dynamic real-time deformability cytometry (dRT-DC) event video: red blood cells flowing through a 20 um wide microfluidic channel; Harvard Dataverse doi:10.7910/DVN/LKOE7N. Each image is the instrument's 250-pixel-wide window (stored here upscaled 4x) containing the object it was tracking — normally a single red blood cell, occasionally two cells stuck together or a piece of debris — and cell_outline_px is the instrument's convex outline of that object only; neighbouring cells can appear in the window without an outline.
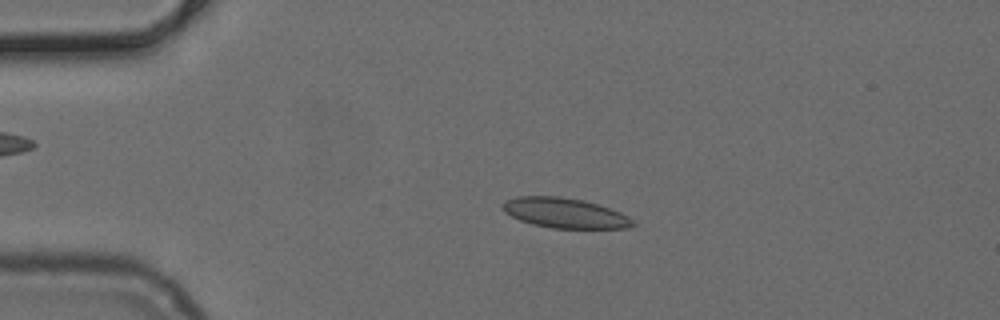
{"species": "common noctule bat (a hibernating species)", "species_latin": "Nyctalus noctula", "temperature_condition": "cold", "stored_images_in_passage": 51, "camera_frame_rate_fps": 3000, "um_per_image_px": 0.085, "animal": {"sex": "female", "body_mass_g": 24.6, "forearm_length_mm": 56.2}, "frame": {"image": 1, "passage_image": 11, "time_ms": 3.333, "image_size_px": [1000, 320], "cell_outline_px": [[636, 224], [628, 228], [552, 228], [532, 224], [520, 220], [504, 212], [504, 200], [516, 196], [560, 196], [584, 200], [620, 212], [628, 216]], "centroid_in_image_um": [48.0, 18.1], "position_along_channel_um": 37.0, "area_um2": 22.66}}
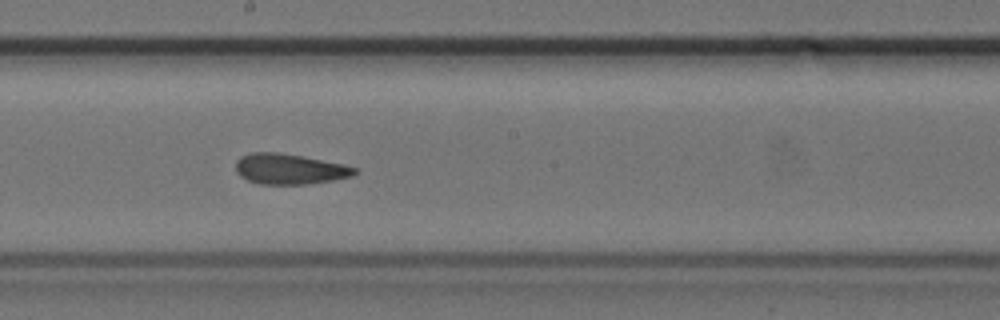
{"frame": {"image": 2, "passage_image": 28, "time_ms": 9.0, "image_size_px": [1000, 320], "cell_outline_px": [[360, 172], [352, 176], [332, 180], [308, 184], [260, 184], [248, 180], [240, 176], [236, 172], [236, 160], [240, 156], [252, 152], [280, 152], [344, 164], [360, 168]], "centroid_in_image_um": [24.64, 14.36], "position_along_channel_um": 223.6, "area_um2": 21.33}}
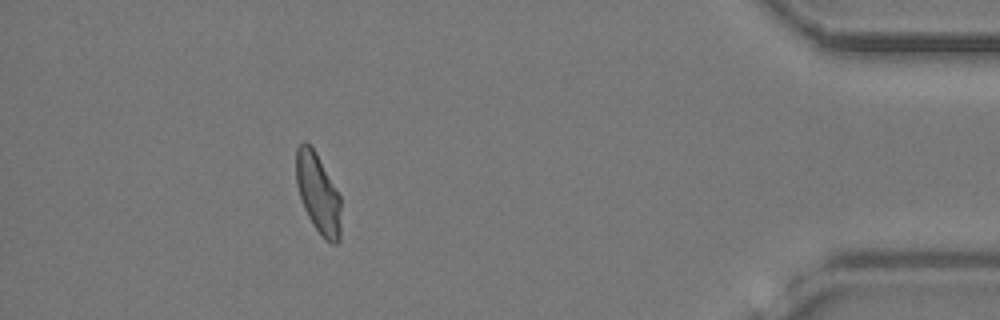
{"frame": {"image": 3, "passage_image": 46, "time_ms": 15.0, "image_size_px": [1000, 320], "cell_outline_px": [[340, 240], [336, 244], [332, 244], [324, 240], [312, 224], [304, 208], [296, 184], [296, 148], [304, 140], [316, 152], [336, 188], [340, 196]], "centroid_in_image_um": [27.03, 16.46], "position_along_channel_um": 408.2, "area_um2": 20.87}}